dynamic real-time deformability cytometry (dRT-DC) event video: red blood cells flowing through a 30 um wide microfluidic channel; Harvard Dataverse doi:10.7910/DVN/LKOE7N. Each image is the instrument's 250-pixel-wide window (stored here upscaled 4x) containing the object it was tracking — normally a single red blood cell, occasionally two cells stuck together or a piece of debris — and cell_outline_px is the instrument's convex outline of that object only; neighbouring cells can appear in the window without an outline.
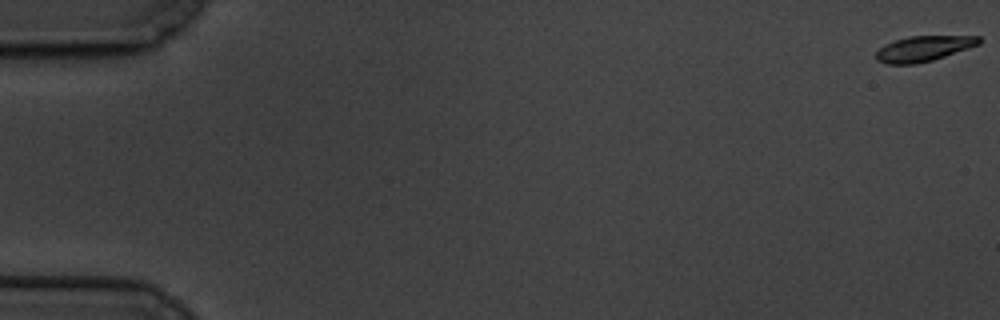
{"species": "common noctule bat (a hibernating species)", "species_latin": "Nyctalus noctula", "temperature_condition": "cold", "stored_images_in_passage": 13, "camera_frame_rate_fps": 3000, "um_per_image_px": 0.085, "animal": {"sex": "male", "body_mass_g": 19.5, "forearm_length_mm": 54.6}, "frame": {"image": 1, "passage_image": 1, "time_ms": 0.0, "image_size_px": [1000, 320], "cell_outline_px": [[980, 44], [932, 60], [916, 64], [888, 64], [876, 60], [876, 52], [884, 44], [908, 36], [980, 36]], "centroid_in_image_um": [78.48, 4.13], "position_along_channel_um": 6.5, "area_um2": 15.09}}
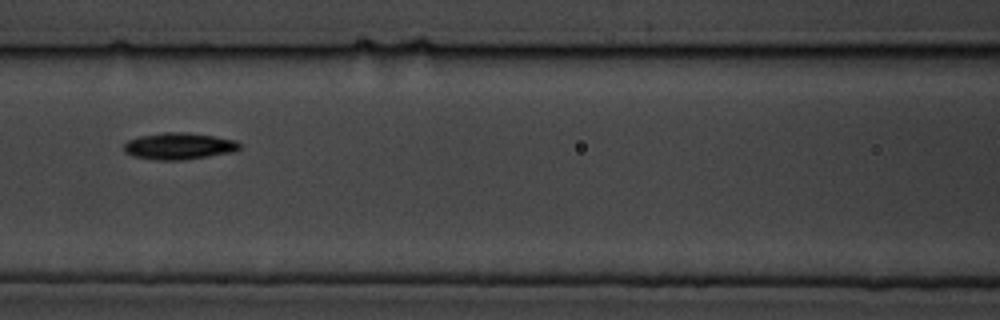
{"frame": {"image": 2, "passage_image": 8, "time_ms": 9.0, "image_size_px": [1000, 320], "cell_outline_px": [[240, 148], [236, 152], [184, 160], [160, 160], [132, 156], [124, 152], [124, 144], [128, 140], [140, 136], [164, 132], [188, 132], [236, 140], [240, 144]], "centroid_in_image_um": [15.23, 12.42], "position_along_channel_um": 151.4, "area_um2": 18.09}}
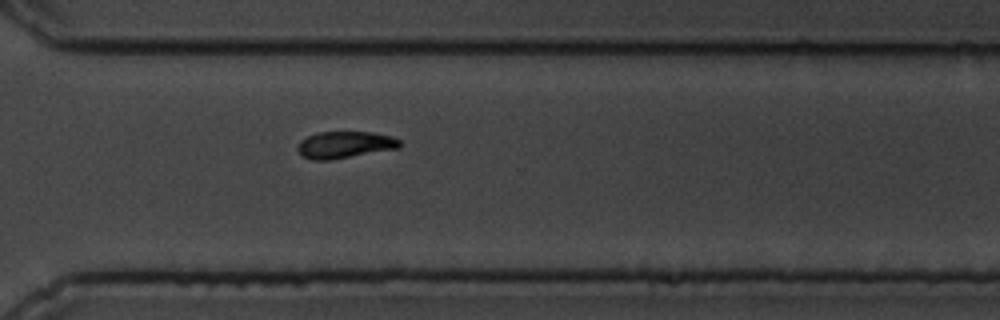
{"frame": {"image": 3, "passage_image": 13, "time_ms": 14.667, "image_size_px": [1000, 320], "cell_outline_px": [[400, 148], [328, 160], [312, 160], [304, 156], [296, 148], [300, 140], [316, 132], [372, 132], [392, 136], [400, 140]], "centroid_in_image_um": [29.31, 12.29], "position_along_channel_um": 341.3, "area_um2": 15.9}}